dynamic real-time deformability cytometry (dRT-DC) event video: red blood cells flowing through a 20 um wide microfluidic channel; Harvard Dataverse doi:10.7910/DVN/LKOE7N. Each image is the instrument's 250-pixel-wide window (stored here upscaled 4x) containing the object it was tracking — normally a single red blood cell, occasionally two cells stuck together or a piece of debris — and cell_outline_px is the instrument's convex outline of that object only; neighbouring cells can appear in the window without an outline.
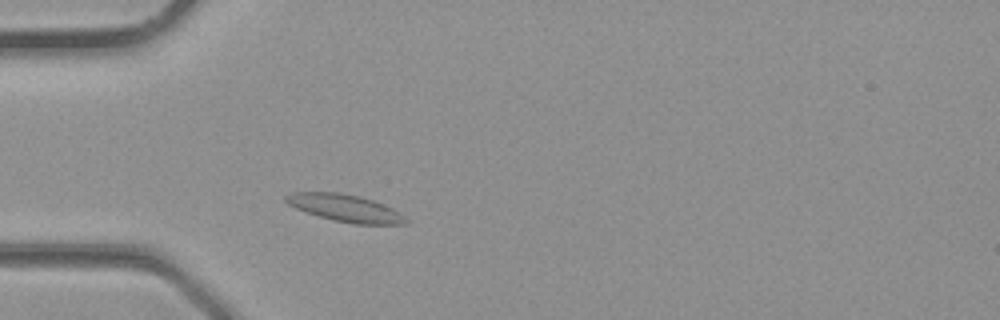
{"species": "common noctule bat (a hibernating species)", "species_latin": "Nyctalus noctula", "temperature_condition": "room temperature", "stored_images_in_passage": 30, "camera_frame_rate_fps": 3000, "um_per_image_px": 0.085, "animal": {"sex": "male", "body_mass_g": 23.1, "forearm_length_mm": 52.7}, "frame": {"image": 1, "passage_image": 5, "time_ms": 1.333, "image_size_px": [1000, 320], "cell_outline_px": [[412, 220], [408, 224], [352, 224], [332, 220], [296, 208], [288, 204], [284, 200], [284, 196], [292, 192], [340, 192], [360, 196], [372, 200], [392, 208], [400, 212]], "centroid_in_image_um": [29.39, 17.69], "position_along_channel_um": 55.6, "area_um2": 19.19}}
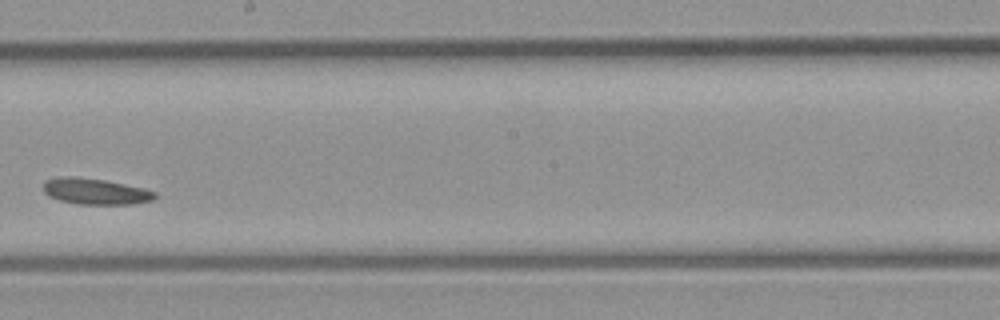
{"frame": {"image": 2, "passage_image": 15, "time_ms": 4.667, "image_size_px": [1000, 320], "cell_outline_px": [[156, 196], [152, 200], [132, 204], [76, 204], [60, 200], [48, 196], [44, 192], [44, 180], [60, 176], [76, 176], [104, 180], [144, 188], [156, 192]], "centroid_in_image_um": [8.08, 16.26], "position_along_channel_um": 240.1, "area_um2": 16.99}}
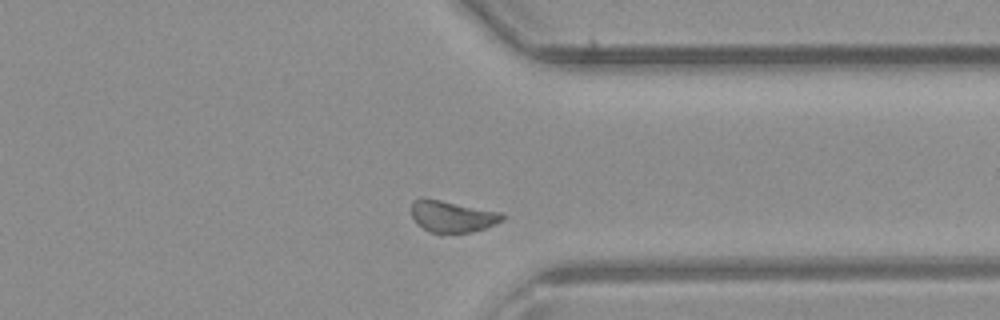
{"frame": {"image": 3, "passage_image": 22, "time_ms": 7.0, "image_size_px": [1000, 320], "cell_outline_px": [[504, 220], [484, 228], [472, 232], [428, 232], [416, 224], [412, 216], [412, 200], [420, 196], [424, 196], [504, 212]], "centroid_in_image_um": [38.42, 18.35], "position_along_channel_um": 373.0, "area_um2": 17.17}}